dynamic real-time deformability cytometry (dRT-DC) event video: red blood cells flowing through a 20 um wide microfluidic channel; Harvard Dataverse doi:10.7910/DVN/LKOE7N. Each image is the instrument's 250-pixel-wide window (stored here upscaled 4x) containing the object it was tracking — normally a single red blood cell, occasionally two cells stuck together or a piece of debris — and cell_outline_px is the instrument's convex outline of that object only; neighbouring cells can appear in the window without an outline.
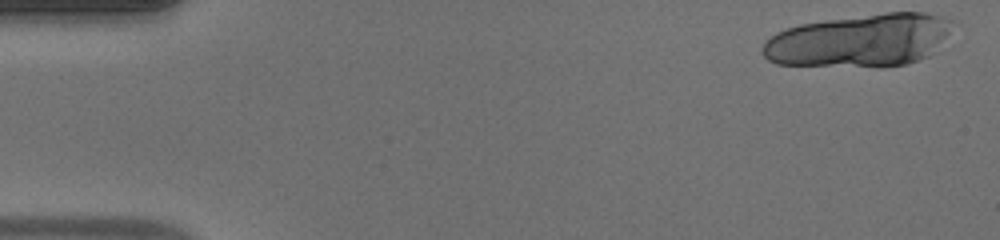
{"species": "human", "species_latin": "Homo sapiens", "temperature_condition": "warm", "stored_images_in_passage": 16, "camera_frame_rate_fps": 3000, "um_per_image_px": 0.085, "donor": {"sex": "male"}, "frame": {"image": 1, "passage_image": 1, "time_ms": 0.0, "image_size_px": [1000, 240], "cell_outline_px": [[952, 20], [948, 32], [928, 56], [904, 64], [884, 68], [876, 68], [776, 64], [768, 60], [760, 52], [764, 44], [776, 32], [800, 24], [884, 12], [924, 12], [940, 16]], "centroid_in_image_um": [73.02, 3.46], "position_along_channel_um": 12.0, "area_um2": 58.38}}